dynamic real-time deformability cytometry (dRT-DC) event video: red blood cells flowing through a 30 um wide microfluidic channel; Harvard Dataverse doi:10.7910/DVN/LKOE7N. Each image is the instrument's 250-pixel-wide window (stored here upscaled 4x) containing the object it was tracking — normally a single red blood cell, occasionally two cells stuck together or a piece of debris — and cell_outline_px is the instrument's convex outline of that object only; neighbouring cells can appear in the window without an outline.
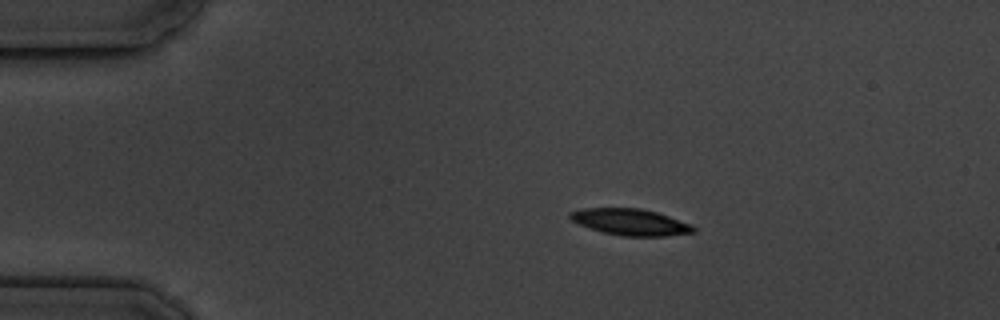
{"species": "common noctule bat (a hibernating species)", "species_latin": "Nyctalus noctula", "temperature_condition": "cold", "stored_images_in_passage": 4, "camera_frame_rate_fps": 3000, "um_per_image_px": 0.085, "animal": {"sex": "male", "body_mass_g": 19.5, "forearm_length_mm": 54.6}, "frame": {"image": 1, "passage_image": 2, "time_ms": 2.0, "image_size_px": [1000, 320], "cell_outline_px": [[696, 232], [668, 236], [624, 236], [604, 232], [580, 224], [572, 220], [568, 216], [568, 212], [584, 208], [640, 208], [656, 212], [692, 224], [696, 228]], "centroid_in_image_um": [53.62, 18.87], "position_along_channel_um": 31.4, "area_um2": 18.9}}